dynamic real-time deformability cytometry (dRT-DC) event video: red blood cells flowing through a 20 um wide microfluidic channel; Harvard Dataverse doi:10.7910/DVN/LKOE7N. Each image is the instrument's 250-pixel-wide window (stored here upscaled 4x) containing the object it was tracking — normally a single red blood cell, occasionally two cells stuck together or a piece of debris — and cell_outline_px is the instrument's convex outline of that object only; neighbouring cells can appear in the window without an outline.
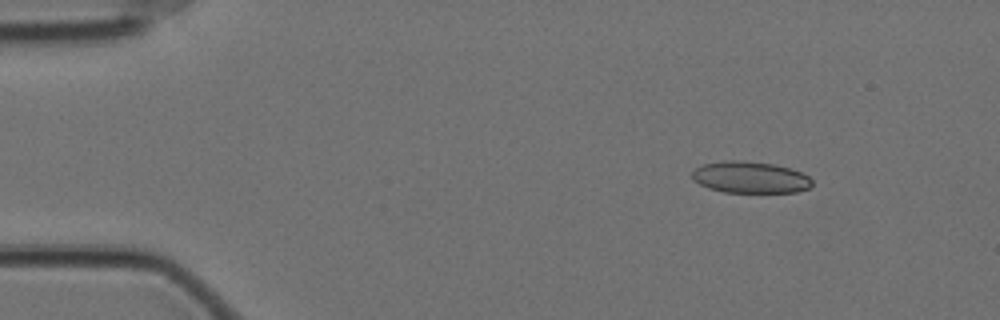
{"species": "Egyptian fruit bat (a non-hibernating species)", "species_latin": "Rousettus aegyptiacus", "temperature_condition": "cold", "stored_images_in_passage": 51, "camera_frame_rate_fps": 3000, "um_per_image_px": 0.085, "animal": {"sex": "female"}, "frame": {"image": 1, "passage_image": 1, "time_ms": 0.0, "image_size_px": [1000, 320], "cell_outline_px": [[812, 184], [808, 188], [796, 192], [724, 192], [708, 188], [700, 184], [692, 176], [692, 172], [696, 168], [704, 164], [724, 160], [736, 160], [776, 164], [792, 168], [808, 176], [812, 180]], "centroid_in_image_um": [63.79, 15.06], "position_along_channel_um": 21.2, "area_um2": 22.02}}
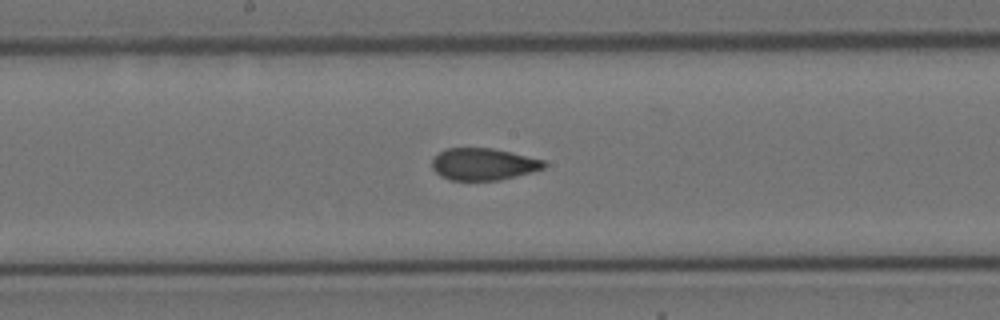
{"frame": {"image": 2, "passage_image": 24, "time_ms": 7.667, "image_size_px": [1000, 320], "cell_outline_px": [[548, 164], [544, 168], [500, 180], [448, 180], [440, 176], [432, 168], [432, 156], [448, 148], [492, 148], [544, 160]], "centroid_in_image_um": [41.05, 13.95], "position_along_channel_um": 207.2, "area_um2": 20.81}}
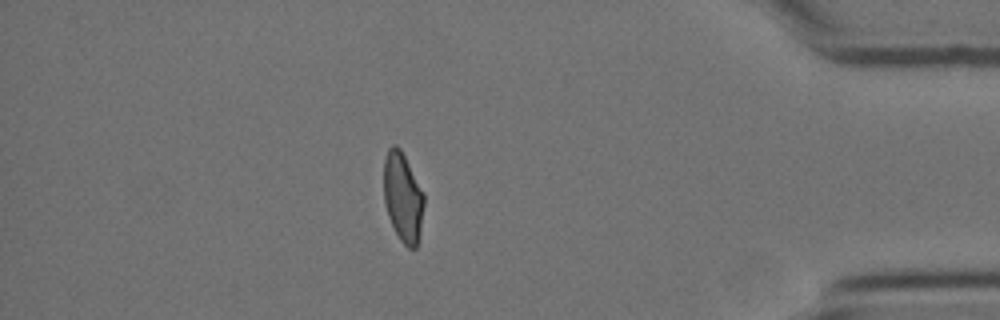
{"frame": {"image": 3, "passage_image": 44, "time_ms": 14.333, "image_size_px": [1000, 320], "cell_outline_px": [[424, 204], [420, 236], [416, 248], [408, 248], [400, 240], [388, 216], [384, 204], [384, 160], [388, 148], [392, 144], [396, 144], [400, 148], [424, 192]], "centroid_in_image_um": [34.25, 16.76], "position_along_channel_um": 401.0, "area_um2": 21.1}, "authors_computed_cell_mechanics": {"area_um2": 21.8484, "velocity_mm_per_s": 3.4906, "shape_relaxation_time_tau1_ms": 8.3132, "shape_relaxation_time_tau2_ms": 1.2816, "deformation_change_tau1": 0.19, "deformation_change_tau2": 0.0663}}